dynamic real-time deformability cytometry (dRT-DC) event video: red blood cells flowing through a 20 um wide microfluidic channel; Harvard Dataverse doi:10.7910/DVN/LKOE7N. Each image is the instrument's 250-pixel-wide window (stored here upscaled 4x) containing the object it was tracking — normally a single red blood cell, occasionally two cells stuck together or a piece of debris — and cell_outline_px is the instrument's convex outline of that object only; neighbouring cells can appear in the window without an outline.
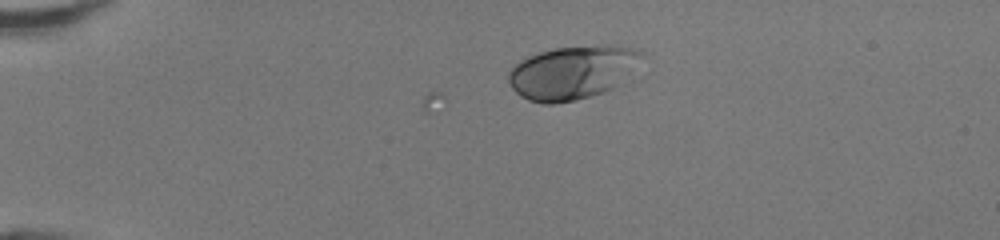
{"species": "human", "species_latin": "Homo sapiens", "temperature_condition": "room temperature", "stored_images_in_passage": 15, "camera_frame_rate_fps": 3000, "um_per_image_px": 0.085, "donor": {"sex": "female"}, "frame": {"image": 1, "passage_image": 15, "time_ms": 4.667, "image_size_px": [1000, 240], "cell_outline_px": [[644, 56], [612, 88], [604, 92], [592, 96], [576, 100], [552, 104], [544, 104], [528, 100], [520, 96], [512, 88], [508, 80], [508, 72], [520, 60], [528, 56], [540, 52], [556, 48], [604, 44], [616, 44], [636, 48], [644, 52]], "centroid_in_image_um": [48.63, 6.14], "position_along_channel_um": 36.4, "area_um2": 41.38}}